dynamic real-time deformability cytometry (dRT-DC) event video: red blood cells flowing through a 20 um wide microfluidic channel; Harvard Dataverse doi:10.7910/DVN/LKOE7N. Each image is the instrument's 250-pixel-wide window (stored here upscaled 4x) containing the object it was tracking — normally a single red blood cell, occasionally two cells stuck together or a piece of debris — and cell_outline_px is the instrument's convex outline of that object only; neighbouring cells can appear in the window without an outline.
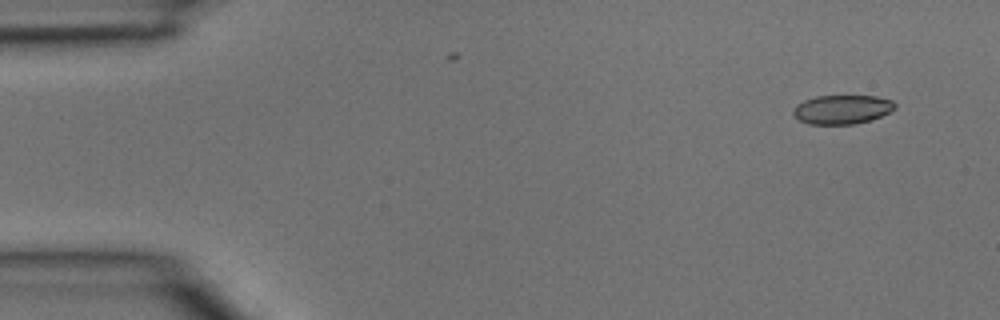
{"species": "common noctule bat (a hibernating species)", "species_latin": "Nyctalus noctula", "temperature_condition": "room temperature", "stored_images_in_passage": 4, "segment_of_instrument_passage": [1, 2], "camera_frame_rate_fps": 3000, "um_per_image_px": 0.085, "animal": {"sex": "male", "body_mass_g": 15.6}, "frame": {"image": 1, "passage_image": 1, "time_ms": 0.0, "image_size_px": [1000, 320], "cell_outline_px": [[896, 108], [872, 120], [852, 124], [808, 124], [800, 120], [792, 112], [792, 108], [796, 104], [804, 100], [816, 96], [876, 96], [892, 100], [896, 104]], "centroid_in_image_um": [71.57, 9.3], "position_along_channel_um": 13.4, "area_um2": 17.22}}